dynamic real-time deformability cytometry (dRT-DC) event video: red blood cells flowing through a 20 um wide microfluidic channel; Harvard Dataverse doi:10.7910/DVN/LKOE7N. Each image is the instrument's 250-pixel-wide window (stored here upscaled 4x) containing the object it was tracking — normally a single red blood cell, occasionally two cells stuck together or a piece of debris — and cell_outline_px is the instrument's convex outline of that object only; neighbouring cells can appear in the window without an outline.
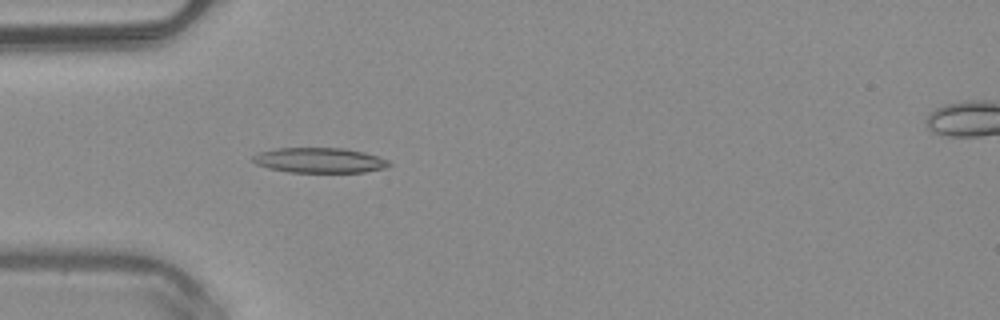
{"species": "common noctule bat (a hibernating species)", "species_latin": "Nyctalus noctula", "temperature_condition": "warm", "stored_images_in_passage": 22, "camera_frame_rate_fps": 3000, "um_per_image_px": 0.085, "animal": {"sex": "male", "body_mass_g": 20.4}, "frame": {"image": 1, "passage_image": 4, "time_ms": 1.0, "image_size_px": [1000, 320], "cell_outline_px": [[392, 164], [384, 168], [364, 172], [288, 172], [268, 168], [256, 164], [252, 160], [252, 156], [260, 152], [276, 148], [344, 148], [364, 152], [388, 160]], "centroid_in_image_um": [27.14, 13.62], "position_along_channel_um": 57.9, "area_um2": 19.88}}
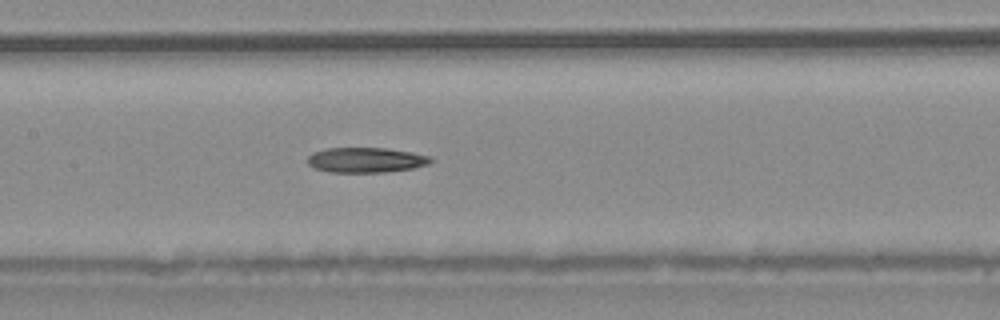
{"frame": {"image": 2, "passage_image": 13, "time_ms": 4.0, "image_size_px": [1000, 320], "cell_outline_px": [[432, 160], [428, 164], [412, 168], [384, 172], [332, 172], [312, 168], [308, 164], [308, 156], [312, 152], [328, 148], [388, 148], [412, 152], [432, 156]], "centroid_in_image_um": [31.09, 13.59], "position_along_channel_um": 176.3, "area_um2": 18.03}}
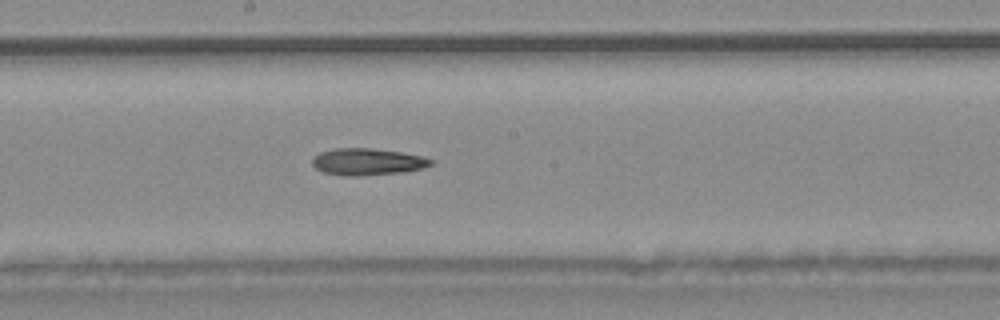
{"frame": {"image": 3, "passage_image": 16, "time_ms": 5.0, "image_size_px": [1000, 320], "cell_outline_px": [[436, 160], [432, 164], [420, 168], [400, 172], [356, 176], [344, 176], [324, 172], [316, 168], [312, 164], [312, 160], [320, 152], [336, 148], [372, 148], [400, 152], [424, 156]], "centroid_in_image_um": [31.24, 13.74], "position_along_channel_um": 217.0, "area_um2": 18.38}}